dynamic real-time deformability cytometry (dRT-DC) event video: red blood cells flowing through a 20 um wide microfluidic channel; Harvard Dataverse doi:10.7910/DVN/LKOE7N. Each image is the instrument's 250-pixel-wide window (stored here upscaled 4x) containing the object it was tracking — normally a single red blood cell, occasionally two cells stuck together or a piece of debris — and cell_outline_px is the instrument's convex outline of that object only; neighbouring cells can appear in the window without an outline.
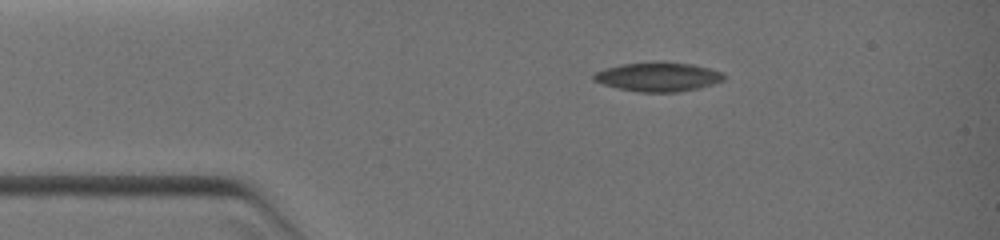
{"species": "common noctule bat (a hibernating species)", "species_latin": "Nyctalus noctula", "temperature_condition": "warm", "stored_images_in_passage": 8, "camera_frame_rate_fps": 3000, "um_per_image_px": 0.085, "animal": {"sex": "female", "body_mass_g": 19.0, "forearm_length_mm": 51.5}, "frame": {"image": 1, "passage_image": 1, "time_ms": 0.0, "image_size_px": [1000, 240], "cell_outline_px": [[728, 76], [724, 80], [700, 88], [676, 92], [640, 92], [620, 88], [604, 84], [592, 80], [592, 76], [596, 72], [604, 68], [620, 64], [652, 60], [660, 60], [692, 64], [708, 68], [720, 72]], "centroid_in_image_um": [55.94, 6.5], "position_along_channel_um": 29.1, "area_um2": 22.48}}
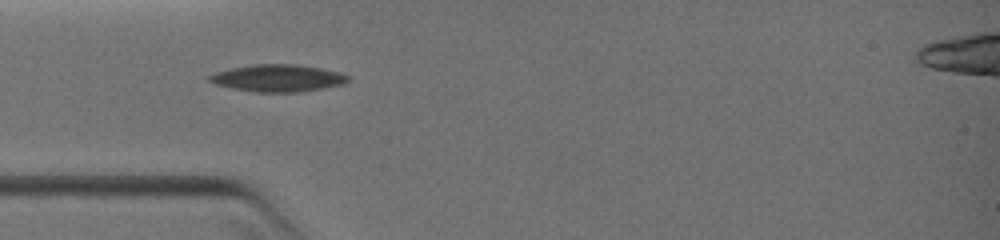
{"frame": {"image": 2, "passage_image": 6, "time_ms": 1.667, "image_size_px": [1000, 240], "cell_outline_px": [[352, 76], [344, 84], [300, 92], [256, 92], [232, 88], [216, 84], [208, 80], [208, 76], [216, 72], [232, 68], [256, 64], [296, 64], [320, 68], [340, 72]], "centroid_in_image_um": [23.65, 6.64], "position_along_channel_um": 61.3, "area_um2": 21.85}}